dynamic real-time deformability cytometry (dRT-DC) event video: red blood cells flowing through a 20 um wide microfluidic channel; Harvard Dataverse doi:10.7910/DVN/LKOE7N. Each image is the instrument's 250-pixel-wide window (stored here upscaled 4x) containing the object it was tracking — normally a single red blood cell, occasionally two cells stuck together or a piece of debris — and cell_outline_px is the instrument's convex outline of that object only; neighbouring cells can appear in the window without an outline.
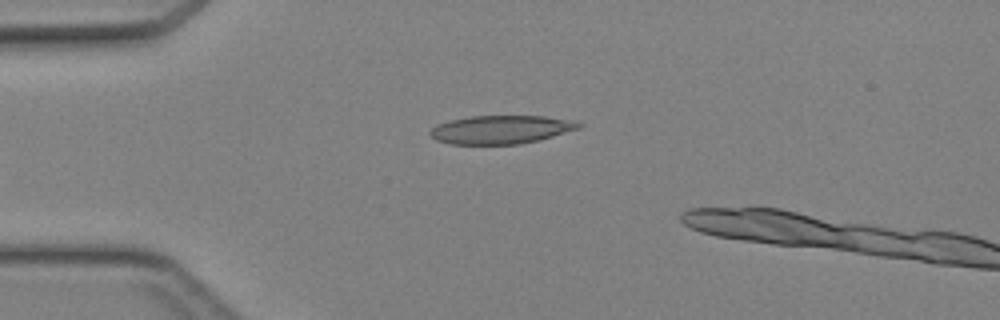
{"species": "Egyptian fruit bat (a non-hibernating species)", "species_latin": "Rousettus aegyptiacus", "temperature_condition": "cold", "stored_images_in_passage": 4, "camera_frame_rate_fps": 3000, "um_per_image_px": 0.085, "animal": {"sex": "female"}, "frame": {"image": 1, "passage_image": 2, "time_ms": 0.333, "image_size_px": [1000, 320], "cell_outline_px": [[584, 124], [580, 128], [552, 136], [520, 144], [452, 144], [436, 140], [428, 132], [436, 124], [452, 120], [472, 116], [544, 116], [572, 120]], "centroid_in_image_um": [42.58, 11.01], "position_along_channel_um": 42.4, "area_um2": 24.39}}